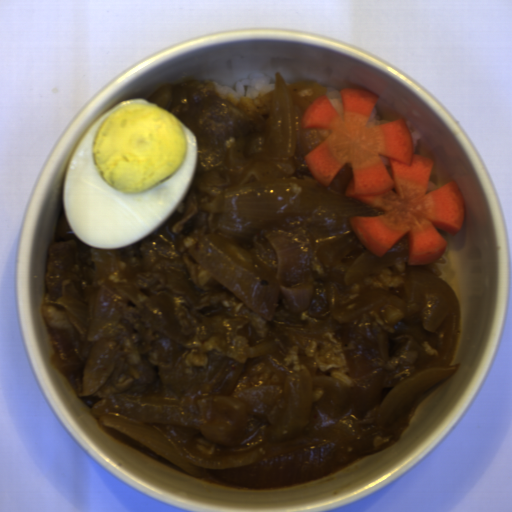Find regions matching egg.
<instances>
[{
	"mask_svg": "<svg viewBox=\"0 0 512 512\" xmlns=\"http://www.w3.org/2000/svg\"><path fill=\"white\" fill-rule=\"evenodd\" d=\"M195 134L140 98L92 123L65 168L62 198L74 236L98 250L138 242L185 199L197 168Z\"/></svg>",
	"mask_w": 512,
	"mask_h": 512,
	"instance_id": "d2b9013d",
	"label": "egg"
}]
</instances>
